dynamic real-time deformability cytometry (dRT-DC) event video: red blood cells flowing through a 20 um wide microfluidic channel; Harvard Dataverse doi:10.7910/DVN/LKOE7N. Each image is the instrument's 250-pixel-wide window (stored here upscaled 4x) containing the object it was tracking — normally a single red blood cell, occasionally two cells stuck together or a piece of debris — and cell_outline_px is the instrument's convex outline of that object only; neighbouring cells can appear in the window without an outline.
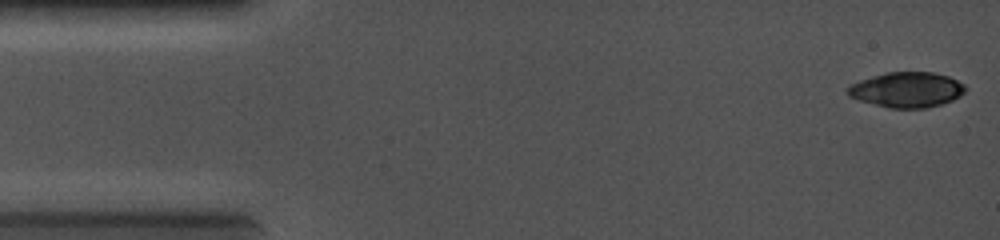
{"species": "common noctule bat (a hibernating species)", "species_latin": "Nyctalus noctula", "temperature_condition": "cold", "stored_images_in_passage": 10, "camera_frame_rate_fps": 5000, "um_per_image_px": 0.085, "animal": {"sex": "female", "body_mass_g": 19.0, "forearm_length_mm": 56.7}, "frame": {"image": 1, "passage_image": 1, "time_ms": 0.0, "image_size_px": [1000, 240], "cell_outline_px": [[968, 88], [960, 96], [952, 100], [940, 104], [924, 108], [892, 108], [860, 100], [848, 96], [844, 92], [852, 84], [860, 80], [872, 76], [888, 72], [936, 72], [948, 76], [964, 84]], "centroid_in_image_um": [77.1, 7.62], "position_along_channel_um": 7.9, "area_um2": 24.04}}
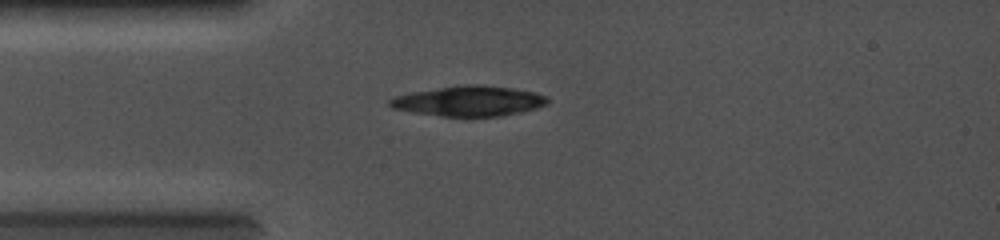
{"frame": {"image": 2, "passage_image": 9, "time_ms": 3.0, "image_size_px": [1000, 240], "cell_outline_px": [[548, 104], [536, 108], [520, 112], [500, 116], [440, 116], [412, 112], [392, 108], [388, 104], [388, 100], [396, 96], [412, 92], [464, 84], [476, 84], [512, 88], [532, 92], [548, 96]], "centroid_in_image_um": [39.86, 8.59], "position_along_channel_um": 45.1, "area_um2": 27.57}}